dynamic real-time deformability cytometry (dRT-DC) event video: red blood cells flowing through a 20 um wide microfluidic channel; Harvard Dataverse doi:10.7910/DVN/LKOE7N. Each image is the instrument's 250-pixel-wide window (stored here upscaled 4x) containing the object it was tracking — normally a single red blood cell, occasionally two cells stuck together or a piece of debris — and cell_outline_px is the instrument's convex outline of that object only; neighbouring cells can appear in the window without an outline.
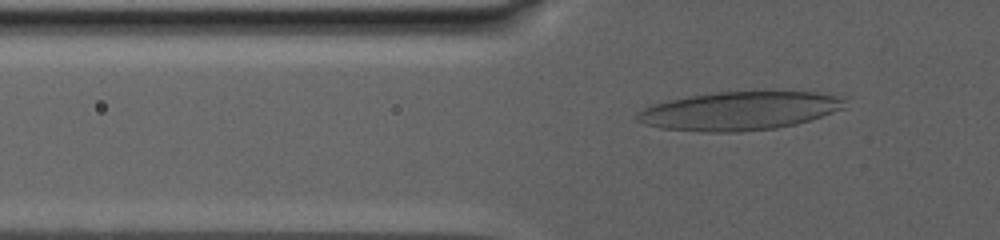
{"species": "human", "species_latin": "Homo sapiens", "temperature_condition": "warm", "stored_images_in_passage": 62, "camera_frame_rate_fps": 3000, "um_per_image_px": 0.085, "donor": {"sex": "male"}, "frame": {"image": 1, "passage_image": 16, "time_ms": 5.333, "image_size_px": [1000, 240], "cell_outline_px": [[848, 96], [844, 108], [796, 124], [776, 128], [740, 132], [708, 132], [660, 128], [644, 124], [636, 120], [636, 112], [652, 104], [668, 100], [688, 96], [716, 92], [752, 88], [772, 88], [816, 92]], "centroid_in_image_um": [62.93, 9.36], "position_along_channel_um": 62.9, "area_um2": 48.49}}
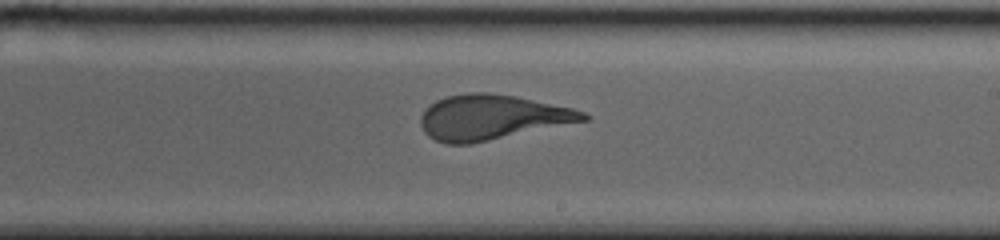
{"frame": {"image": 2, "passage_image": 36, "time_ms": 12.667, "image_size_px": [1000, 240], "cell_outline_px": [[592, 116], [588, 120], [472, 144], [444, 144], [428, 136], [424, 132], [420, 124], [420, 116], [436, 100], [448, 96], [468, 92], [488, 92], [516, 96], [572, 108], [584, 112]], "centroid_in_image_um": [41.81, 9.98], "position_along_channel_um": 247.2, "area_um2": 42.66}}
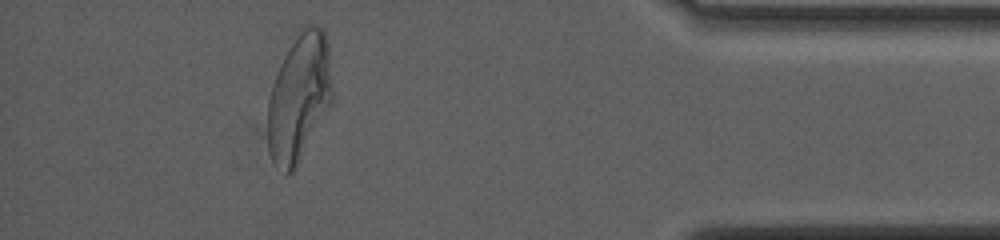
{"frame": {"image": 3, "passage_image": 56, "time_ms": 20.0, "image_size_px": [1000, 240], "cell_outline_px": [[332, 100], [296, 168], [292, 172], [284, 176], [272, 160], [268, 148], [268, 100], [272, 84], [280, 64], [284, 56], [300, 28], [308, 24], [316, 24], [324, 28], [328, 44], [332, 88]], "centroid_in_image_um": [25.42, 8.27], "position_along_channel_um": 409.8, "area_um2": 47.97}}